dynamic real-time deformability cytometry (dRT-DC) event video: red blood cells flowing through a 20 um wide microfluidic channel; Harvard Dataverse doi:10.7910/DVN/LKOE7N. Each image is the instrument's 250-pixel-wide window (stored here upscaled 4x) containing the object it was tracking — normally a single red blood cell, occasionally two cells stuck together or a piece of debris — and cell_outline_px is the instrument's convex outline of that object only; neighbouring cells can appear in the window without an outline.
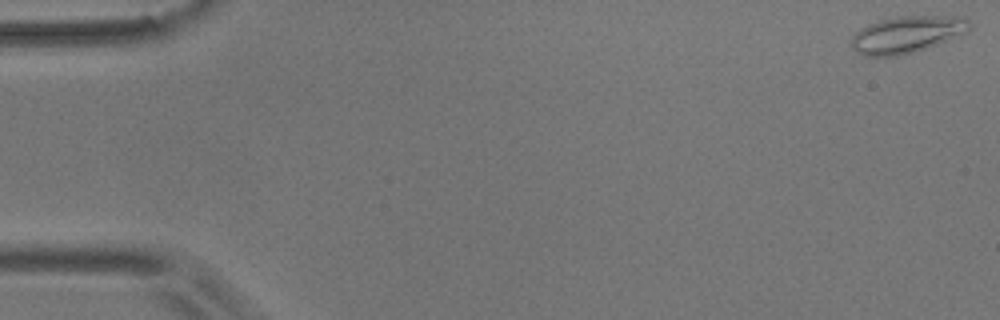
{"species": "common noctule bat (a hibernating species)", "species_latin": "Nyctalus noctula", "temperature_condition": "room temperature", "stored_images_in_passage": 55, "camera_frame_rate_fps": 3000, "um_per_image_px": 0.085, "animal": {"sex": "male", "body_mass_g": 17.9}, "frame": {"image": 1, "passage_image": 1, "time_ms": 0.0, "image_size_px": [1000, 320], "cell_outline_px": [[972, 28], [964, 32], [936, 44], [912, 52], [896, 56], [864, 56], [856, 52], [852, 48], [852, 36], [856, 32], [868, 24], [880, 20], [896, 16], [956, 16], [968, 20], [972, 24]], "centroid_in_image_um": [77.04, 2.92], "position_along_channel_um": 8.0, "area_um2": 24.97}}
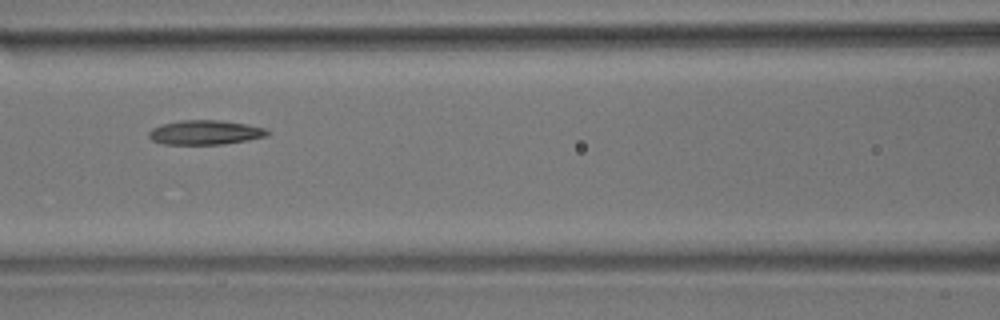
{"frame": {"image": 2, "passage_image": 24, "time_ms": 7.667, "image_size_px": [1000, 320], "cell_outline_px": [[268, 136], [248, 140], [224, 144], [164, 144], [152, 140], [148, 136], [148, 132], [152, 128], [160, 124], [180, 120], [220, 120], [248, 124], [264, 128], [268, 132]], "centroid_in_image_um": [17.42, 11.25], "position_along_channel_um": 149.2, "area_um2": 16.94}}
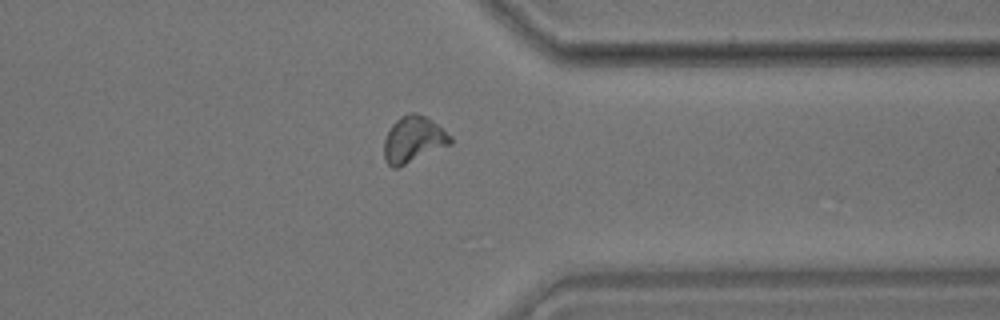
{"frame": {"image": 3, "passage_image": 43, "time_ms": 14.0, "image_size_px": [1000, 320], "cell_outline_px": [[452, 144], [396, 168], [392, 168], [384, 160], [384, 140], [392, 124], [400, 116], [412, 112], [416, 112], [424, 116], [436, 124], [452, 136]], "centroid_in_image_um": [35.13, 11.86], "position_along_channel_um": 376.3, "area_um2": 17.74}, "authors_computed_cell_mechanics": {"area_um2": 17.1088, "velocity_mm_per_s": 3.6669, "shape_relaxation_time_tau1_ms": 9.6062, "shape_relaxation_time_tau2_ms": 6.4457, "deformation_change_tau1": 0.2427, "deformation_change_tau2": 0.1061}}